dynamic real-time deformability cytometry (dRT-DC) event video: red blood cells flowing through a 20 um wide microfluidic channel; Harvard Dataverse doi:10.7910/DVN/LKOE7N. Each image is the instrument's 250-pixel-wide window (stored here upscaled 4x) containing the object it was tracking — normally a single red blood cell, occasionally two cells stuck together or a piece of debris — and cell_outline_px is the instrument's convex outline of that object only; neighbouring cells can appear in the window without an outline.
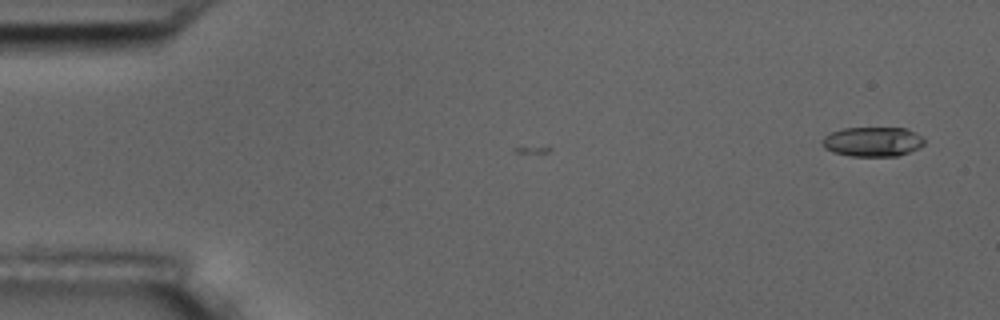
{"species": "common noctule bat (a hibernating species)", "species_latin": "Nyctalus noctula", "temperature_condition": "room temperature", "stored_images_in_passage": 3, "camera_frame_rate_fps": 3000, "um_per_image_px": 0.085, "animal": {"sex": "male", "body_mass_g": 17.5, "forearm_length_mm": 52.3}, "frame": {"image": 1, "passage_image": 3, "time_ms": 2.333, "image_size_px": [1000, 320], "cell_outline_px": [[924, 144], [920, 148], [896, 156], [848, 156], [832, 152], [824, 148], [824, 136], [832, 132], [844, 128], [908, 128], [916, 132], [924, 140]], "centroid_in_image_um": [74.2, 12.04], "position_along_channel_um": 10.8, "area_um2": 17.57}}